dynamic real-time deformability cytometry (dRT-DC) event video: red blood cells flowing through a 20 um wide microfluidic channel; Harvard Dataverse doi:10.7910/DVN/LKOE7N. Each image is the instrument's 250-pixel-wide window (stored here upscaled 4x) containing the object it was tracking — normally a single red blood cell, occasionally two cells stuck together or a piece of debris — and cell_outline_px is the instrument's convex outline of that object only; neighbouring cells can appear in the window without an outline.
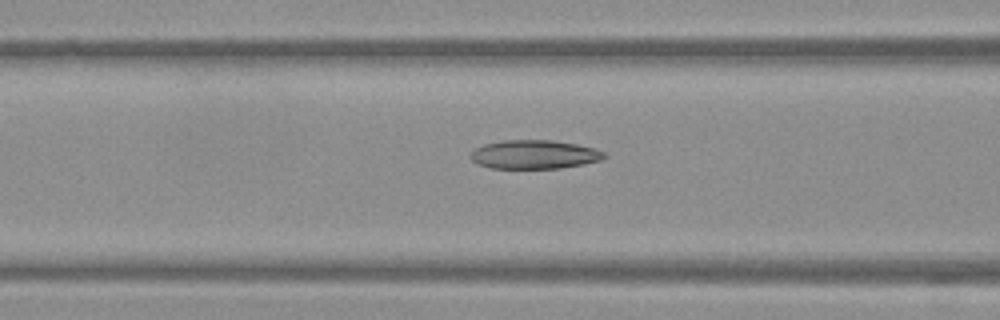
{"species": "Egyptian fruit bat (a non-hibernating species)", "species_latin": "Rousettus aegyptiacus", "temperature_condition": "warm", "stored_images_in_passage": 44, "camera_frame_rate_fps": 3000, "um_per_image_px": 0.085, "frame": {"image": 1, "passage_image": 22, "time_ms": 7.0, "image_size_px": [1000, 320], "cell_outline_px": [[608, 156], [600, 160], [584, 164], [560, 168], [492, 168], [476, 164], [468, 156], [472, 148], [484, 144], [504, 140], [552, 140], [576, 144], [596, 148], [604, 152]], "centroid_in_image_um": [45.38, 13.12], "position_along_channel_um": 121.2, "area_um2": 22.66}}
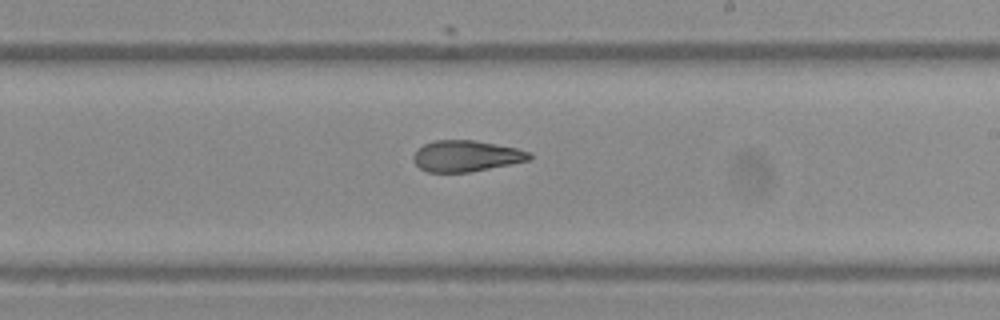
{"frame": {"image": 2, "passage_image": 32, "time_ms": 10.333, "image_size_px": [1000, 320], "cell_outline_px": [[532, 156], [528, 160], [512, 164], [468, 172], [428, 172], [420, 168], [412, 160], [412, 156], [416, 148], [424, 144], [436, 140], [472, 140], [516, 148], [532, 152]], "centroid_in_image_um": [39.59, 13.26], "position_along_channel_um": 249.4, "area_um2": 21.04}}
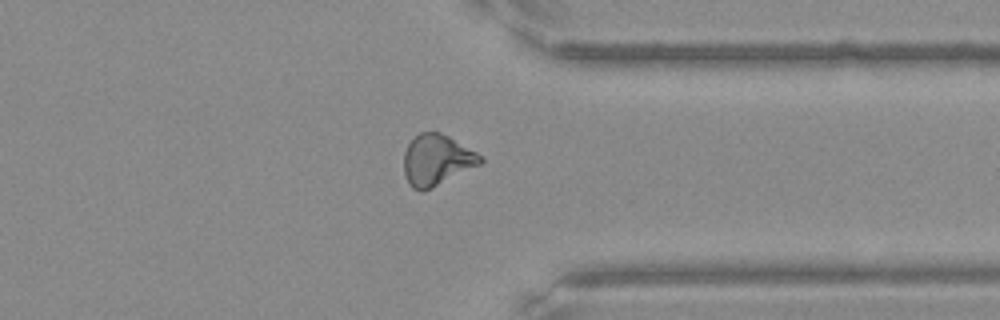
{"frame": {"image": 3, "passage_image": 42, "time_ms": 13.667, "image_size_px": [1000, 320], "cell_outline_px": [[484, 160], [480, 164], [432, 188], [420, 192], [412, 188], [404, 172], [404, 152], [408, 144], [420, 132], [440, 132], [448, 136], [484, 156]], "centroid_in_image_um": [37.13, 13.6], "position_along_channel_um": 374.3, "area_um2": 22.54}}